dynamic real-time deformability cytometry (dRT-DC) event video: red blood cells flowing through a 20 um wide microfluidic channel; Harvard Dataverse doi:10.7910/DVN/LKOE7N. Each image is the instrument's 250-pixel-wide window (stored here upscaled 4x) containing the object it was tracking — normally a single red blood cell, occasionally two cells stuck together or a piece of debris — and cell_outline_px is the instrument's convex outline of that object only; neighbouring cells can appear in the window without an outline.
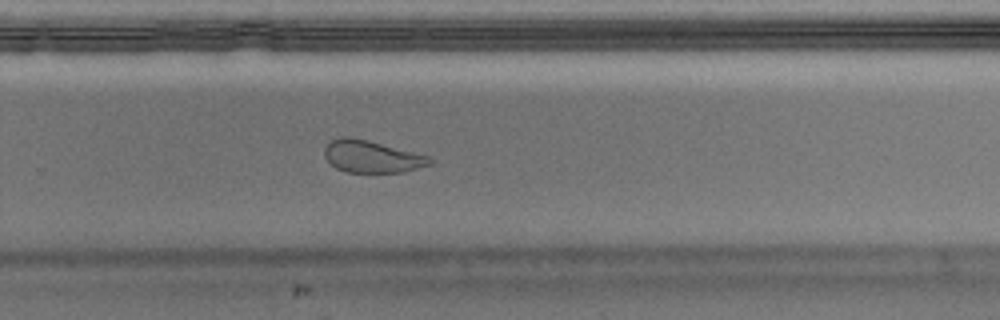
{"species": "Egyptian fruit bat (a non-hibernating species)", "species_latin": "Rousettus aegyptiacus", "temperature_condition": "warm", "stored_images_in_passage": 40, "camera_frame_rate_fps": 3000, "um_per_image_px": 0.085, "animal": {"sex": "male"}, "frame": {"image": 1, "passage_image": 23, "time_ms": 7.333, "image_size_px": [1000, 320], "cell_outline_px": [[436, 160], [432, 164], [404, 172], [348, 172], [336, 168], [324, 156], [324, 148], [332, 140], [340, 136], [348, 136], [368, 140], [432, 156]], "centroid_in_image_um": [31.67, 13.3], "position_along_channel_um": 298.1, "area_um2": 19.94}}
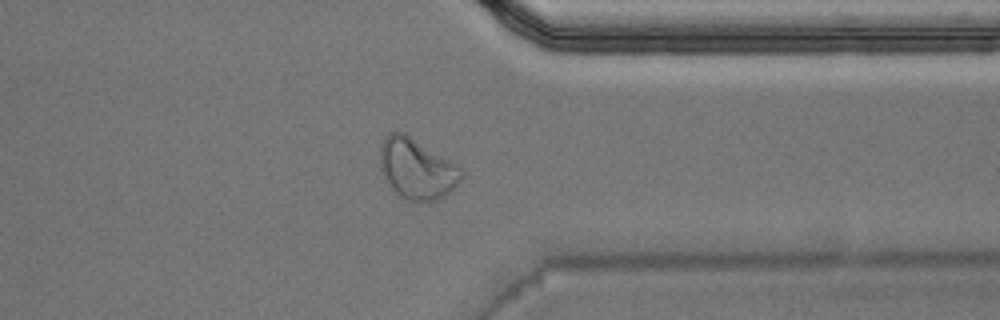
{"frame": {"image": 2, "passage_image": 29, "time_ms": 9.333, "image_size_px": [1000, 320], "cell_outline_px": [[464, 172], [460, 180], [444, 196], [436, 200], [408, 200], [400, 196], [392, 188], [384, 176], [380, 168], [380, 148], [384, 136], [388, 132], [404, 132], [456, 164]], "centroid_in_image_um": [35.4, 14.31], "position_along_channel_um": 376.0, "area_um2": 28.21}, "authors_computed_cell_mechanics": {"area_um2": 21.4438, "velocity_mm_per_s": 4.0602, "shape_relaxation_time_tau1_ms": 10.1492, "shape_relaxation_time_tau2_ms": 1.1804, "deformation_change_tau1": 0.2108, "deformation_change_tau2": 0.0667}}